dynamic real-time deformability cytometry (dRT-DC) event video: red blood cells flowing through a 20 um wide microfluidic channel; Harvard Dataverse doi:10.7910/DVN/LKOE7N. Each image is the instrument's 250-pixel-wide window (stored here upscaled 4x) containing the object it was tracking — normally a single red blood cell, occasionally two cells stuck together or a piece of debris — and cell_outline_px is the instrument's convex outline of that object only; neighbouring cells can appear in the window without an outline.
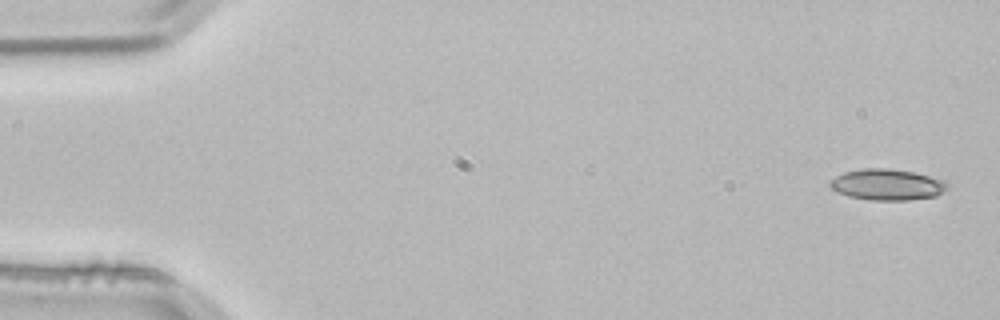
{"species": "common noctule bat (a hibernating species)", "species_latin": "Nyctalus noctula", "temperature_condition": "room temperature", "stored_images_in_passage": 3, "camera_frame_rate_fps": 3000, "um_per_image_px": 0.085, "animal": {"sex": "male", "body_mass_g": 21.5, "forearm_length_mm": 52.0}, "frame": {"image": 1, "passage_image": 1, "time_ms": 0.0, "image_size_px": [1000, 320], "cell_outline_px": [[948, 188], [936, 196], [908, 200], [868, 200], [848, 196], [836, 192], [828, 184], [836, 176], [844, 172], [864, 168], [888, 168], [912, 172], [944, 180], [948, 184]], "centroid_in_image_um": [75.39, 15.7], "position_along_channel_um": 9.6, "area_um2": 21.21}}
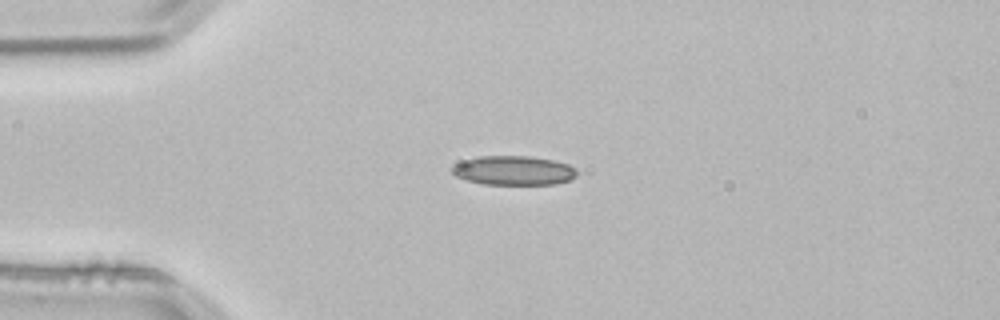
{"frame": {"image": 2, "passage_image": 3, "time_ms": 0.667, "image_size_px": [1000, 320], "cell_outline_px": [[576, 176], [572, 180], [556, 184], [484, 184], [468, 180], [456, 176], [448, 168], [452, 164], [480, 156], [528, 156], [556, 160], [568, 164], [576, 168]], "centroid_in_image_um": [43.67, 14.49], "position_along_channel_um": 41.3, "area_um2": 21.44}}